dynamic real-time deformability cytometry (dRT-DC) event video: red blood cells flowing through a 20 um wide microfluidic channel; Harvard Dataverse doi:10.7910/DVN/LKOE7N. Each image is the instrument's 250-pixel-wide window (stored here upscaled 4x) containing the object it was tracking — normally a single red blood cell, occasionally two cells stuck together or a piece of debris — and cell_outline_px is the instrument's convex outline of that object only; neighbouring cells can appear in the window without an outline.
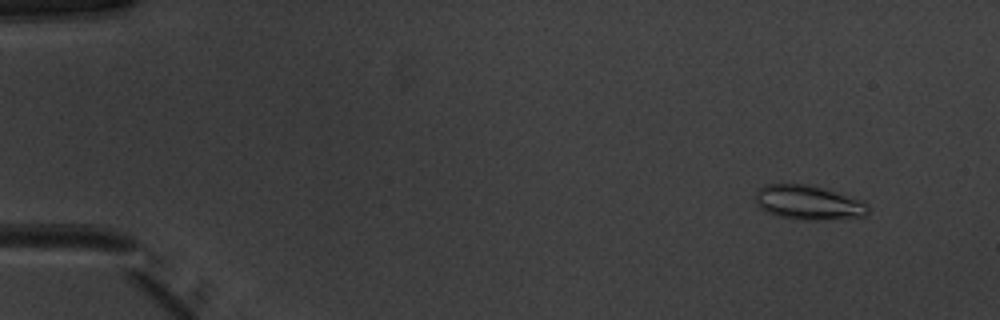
{"species": "common noctule bat (a hibernating species)", "species_latin": "Nyctalus noctula", "temperature_condition": "warm", "stored_images_in_passage": 52, "camera_frame_rate_fps": 3000, "um_per_image_px": 0.085, "animal": {"sex": "male", "body_mass_g": 20.1, "forearm_length_mm": 53.5}, "frame": {"image": 1, "passage_image": 5, "time_ms": 1.333, "image_size_px": [1000, 320], "cell_outline_px": [[868, 212], [864, 216], [824, 220], [796, 220], [776, 216], [760, 208], [752, 200], [752, 196], [764, 184], [816, 184], [864, 200], [868, 204]], "centroid_in_image_um": [68.7, 17.2], "position_along_channel_um": 16.3, "area_um2": 23.47}}
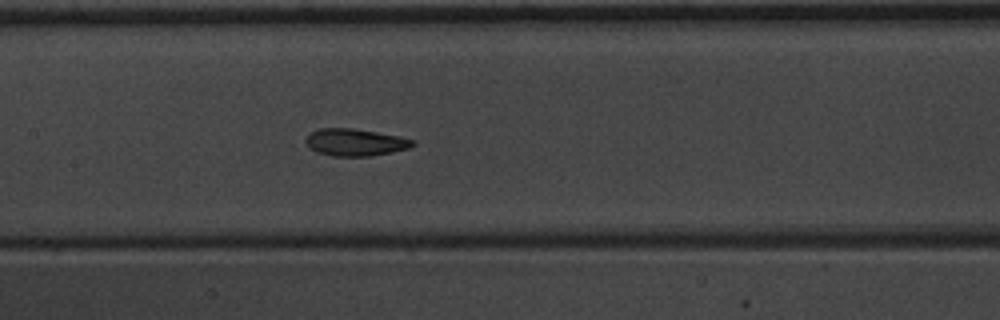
{"frame": {"image": 2, "passage_image": 26, "time_ms": 8.333, "image_size_px": [1000, 320], "cell_outline_px": [[416, 144], [408, 148], [392, 152], [372, 156], [332, 156], [316, 152], [304, 140], [312, 132], [320, 128], [352, 128], [376, 132], [416, 140]], "centroid_in_image_um": [30.21, 12.1], "position_along_channel_um": 177.2, "area_um2": 16.76}}
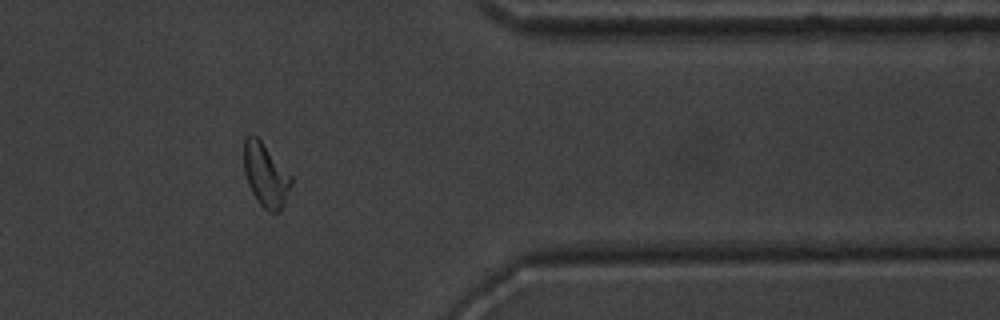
{"frame": {"image": 3, "passage_image": 43, "time_ms": 14.0, "image_size_px": [1000, 320], "cell_outline_px": [[292, 184], [284, 204], [280, 212], [268, 212], [256, 200], [248, 184], [244, 172], [244, 140], [248, 136], [256, 136], [260, 140], [292, 176]], "centroid_in_image_um": [22.59, 14.92], "position_along_channel_um": 388.8, "area_um2": 17.34}, "authors_computed_cell_mechanics": {"area_um2": 17.7157, "velocity_mm_per_s": 3.9939, "shape_relaxation_time_tau1_ms": 5.2937, "shape_relaxation_time_tau2_ms": 2.0485, "deformation_change_tau1": 0.1527, "deformation_change_tau2": 0.0908}}